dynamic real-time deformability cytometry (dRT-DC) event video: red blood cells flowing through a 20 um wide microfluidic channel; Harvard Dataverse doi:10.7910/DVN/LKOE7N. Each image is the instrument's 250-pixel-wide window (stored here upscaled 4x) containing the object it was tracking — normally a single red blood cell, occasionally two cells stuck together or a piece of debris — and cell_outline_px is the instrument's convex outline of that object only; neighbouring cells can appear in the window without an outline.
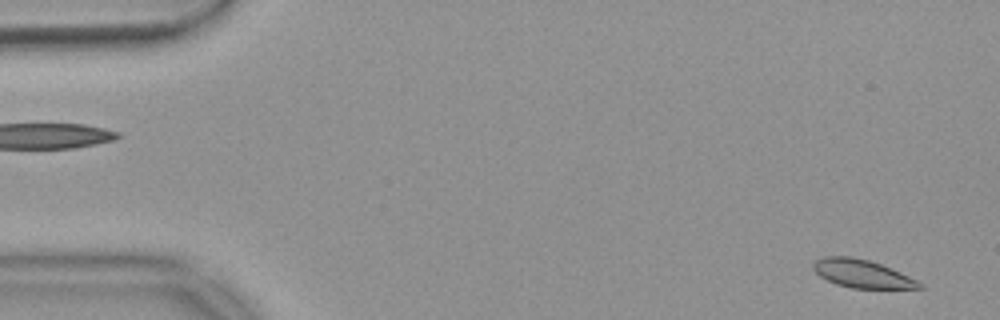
{"species": "common noctule bat (a hibernating species)", "species_latin": "Nyctalus noctula", "temperature_condition": "warm", "stored_images_in_passage": 54, "camera_frame_rate_fps": 3000, "um_per_image_px": 0.085, "animal": {"sex": "female", "body_mass_g": 18.4}, "frame": {"image": 1, "passage_image": 2, "time_ms": 0.333, "image_size_px": [1000, 320], "cell_outline_px": [[924, 288], [852, 288], [836, 284], [820, 276], [812, 268], [812, 264], [816, 260], [824, 256], [852, 256], [868, 260], [880, 264], [900, 272], [924, 284]], "centroid_in_image_um": [73.25, 23.26], "position_along_channel_um": 11.7, "area_um2": 17.22}}
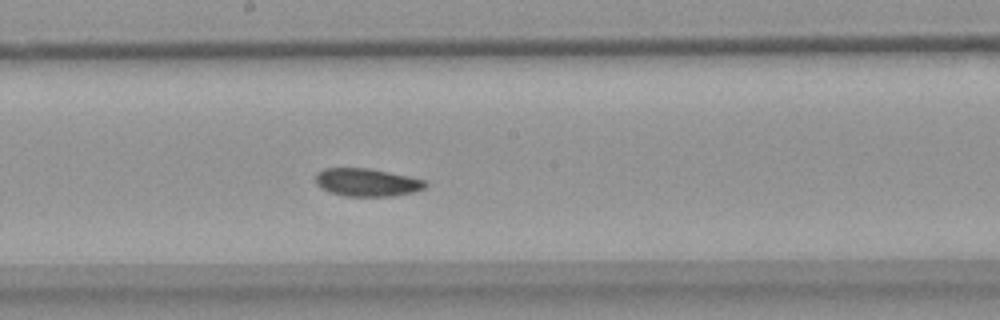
{"frame": {"image": 2, "passage_image": 29, "time_ms": 9.333, "image_size_px": [1000, 320], "cell_outline_px": [[428, 184], [424, 188], [412, 192], [392, 196], [344, 196], [328, 192], [320, 188], [316, 184], [316, 172], [324, 168], [368, 168], [408, 176], [424, 180]], "centroid_in_image_um": [31.14, 15.5], "position_along_channel_um": 217.1, "area_um2": 17.86}}
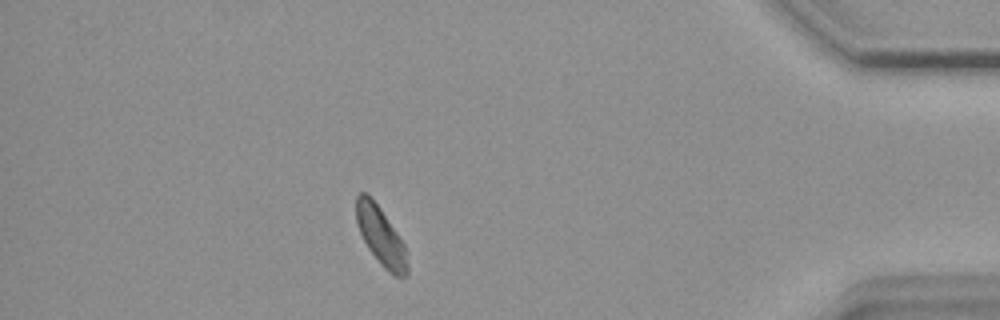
{"frame": {"image": 3, "passage_image": 48, "time_ms": 15.667, "image_size_px": [1000, 320], "cell_outline_px": [[408, 276], [396, 276], [388, 272], [380, 264], [368, 248], [360, 232], [356, 220], [356, 196], [360, 192], [368, 192], [380, 208], [404, 244], [408, 264]], "centroid_in_image_um": [32.36, 20.06], "position_along_channel_um": 402.8, "area_um2": 17.28}, "authors_computed_cell_mechanics": {"area_um2": 18.0336, "velocity_mm_per_s": 3.6445, "shape_relaxation_time_tau1_ms": 4.136, "shape_relaxation_time_tau2_ms": 3.3224, "deformation_change_tau1": 0.1085, "deformation_change_tau2": 0.0737}}